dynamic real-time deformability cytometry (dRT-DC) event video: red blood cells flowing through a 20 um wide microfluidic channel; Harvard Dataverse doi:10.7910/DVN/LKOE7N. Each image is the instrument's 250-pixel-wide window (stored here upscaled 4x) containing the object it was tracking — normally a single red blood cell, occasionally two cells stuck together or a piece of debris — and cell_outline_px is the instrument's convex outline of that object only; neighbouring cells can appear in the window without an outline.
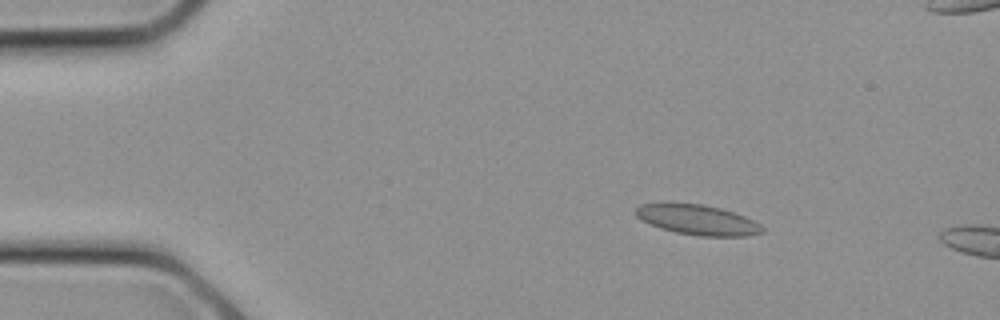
{"species": "common noctule bat (a hibernating species)", "species_latin": "Nyctalus noctula", "temperature_condition": "cold", "stored_images_in_passage": 6, "camera_frame_rate_fps": 3000, "um_per_image_px": 0.085, "animal": {"sex": "female", "body_mass_g": 21.9}, "frame": {"image": 1, "passage_image": 4, "time_ms": 1.0, "image_size_px": [1000, 320], "cell_outline_px": [[764, 232], [748, 236], [700, 236], [676, 232], [660, 228], [636, 216], [636, 208], [640, 204], [664, 200], [668, 200], [704, 204], [720, 208], [744, 216], [760, 224], [764, 228]], "centroid_in_image_um": [59.24, 18.64], "position_along_channel_um": 25.8, "area_um2": 22.72}}